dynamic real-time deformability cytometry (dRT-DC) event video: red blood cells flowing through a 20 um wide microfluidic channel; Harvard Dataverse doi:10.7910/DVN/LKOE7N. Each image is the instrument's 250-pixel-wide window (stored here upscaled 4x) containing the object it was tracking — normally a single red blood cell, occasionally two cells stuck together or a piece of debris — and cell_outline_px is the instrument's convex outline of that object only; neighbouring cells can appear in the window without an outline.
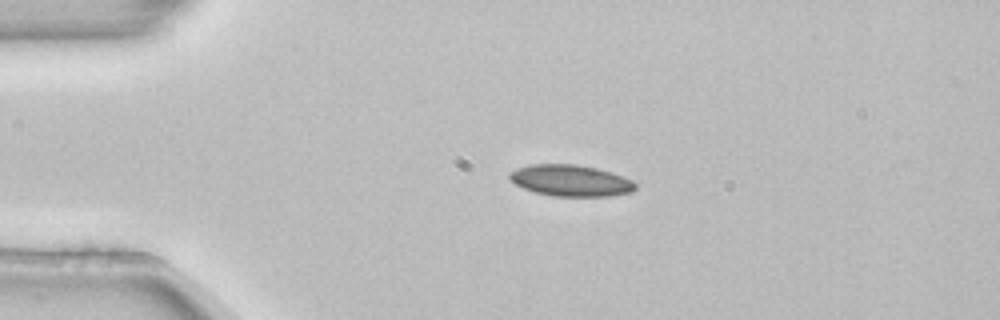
{"species": "common noctule bat (a hibernating species)", "species_latin": "Nyctalus noctula", "temperature_condition": "room temperature", "stored_images_in_passage": 4, "camera_frame_rate_fps": 3000, "um_per_image_px": 0.085, "animal": {"sex": "female", "body_mass_g": 22.7, "forearm_length_mm": 54.2}, "frame": {"image": 1, "passage_image": 2, "time_ms": 0.333, "image_size_px": [1000, 320], "cell_outline_px": [[636, 188], [632, 192], [612, 196], [552, 196], [536, 192], [524, 188], [516, 184], [508, 176], [508, 172], [516, 168], [532, 164], [576, 164], [596, 168], [612, 172], [632, 180], [636, 184]], "centroid_in_image_um": [48.52, 15.34], "position_along_channel_um": 36.5, "area_um2": 23.06}}